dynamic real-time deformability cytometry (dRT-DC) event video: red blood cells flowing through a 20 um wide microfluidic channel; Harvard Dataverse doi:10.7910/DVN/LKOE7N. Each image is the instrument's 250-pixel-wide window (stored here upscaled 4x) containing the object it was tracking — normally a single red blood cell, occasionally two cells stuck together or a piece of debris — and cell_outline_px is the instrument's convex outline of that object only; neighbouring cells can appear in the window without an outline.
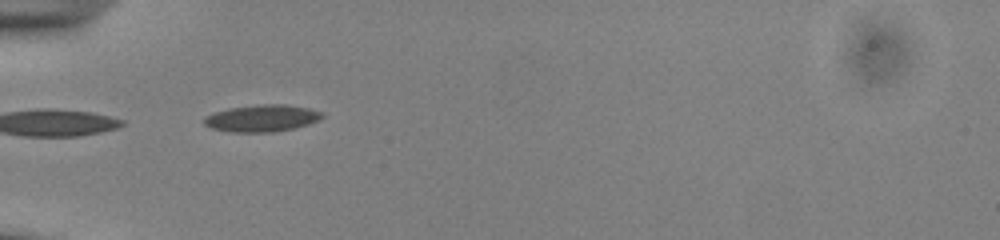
{"species": "common noctule bat (a hibernating species)", "species_latin": "Nyctalus noctula", "temperature_condition": "cold", "stored_images_in_passage": 34, "camera_frame_rate_fps": 3000, "um_per_image_px": 0.085, "animal": {"sex": "male", "body_mass_g": 13.0, "forearm_length_mm": 53.1}, "frame": {"image": 1, "passage_image": 1, "time_ms": 0.0, "image_size_px": [1000, 240], "cell_outline_px": [[324, 116], [320, 120], [308, 124], [292, 128], [272, 132], [228, 132], [212, 128], [204, 124], [204, 116], [228, 108], [264, 104], [284, 104], [308, 108], [324, 112]], "centroid_in_image_um": [22.27, 10.05], "position_along_channel_um": 62.7, "area_um2": 18.5}}
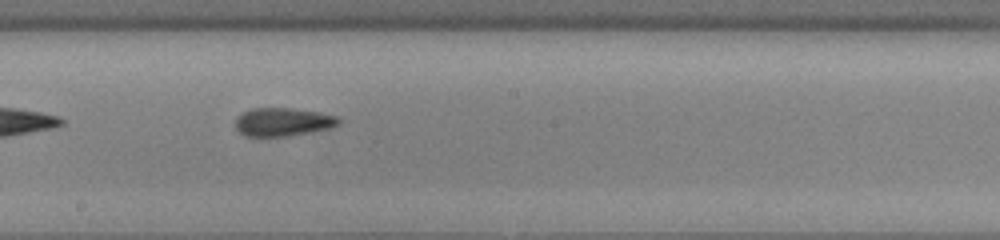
{"frame": {"image": 2, "passage_image": 14, "time_ms": 4.333, "image_size_px": [1000, 240], "cell_outline_px": [[340, 124], [332, 128], [288, 136], [244, 136], [236, 128], [236, 116], [252, 108], [292, 108], [320, 112], [340, 116]], "centroid_in_image_um": [24.09, 10.36], "position_along_channel_um": 224.1, "area_um2": 17.22}}
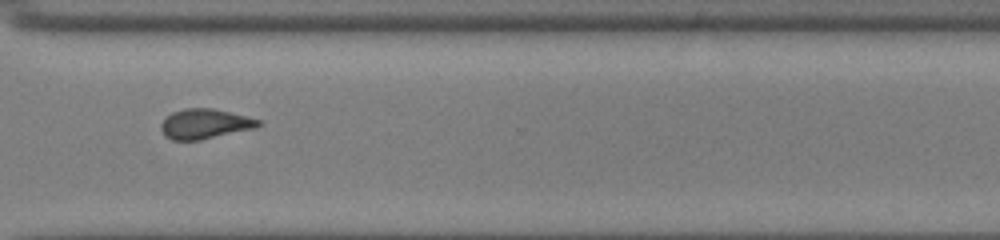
{"frame": {"image": 3, "passage_image": 24, "time_ms": 7.667, "image_size_px": [1000, 240], "cell_outline_px": [[264, 124], [256, 128], [200, 140], [172, 140], [164, 136], [160, 128], [160, 124], [172, 112], [184, 108], [212, 108], [260, 120]], "centroid_in_image_um": [17.4, 10.54], "position_along_channel_um": 353.2, "area_um2": 16.94}, "authors_computed_cell_mechanics": {"area_um2": 17.1377, "velocity_mm_per_s": 3.8699, "shape_relaxation_time_tau1_ms": 7.5582, "shape_relaxation_time_tau2_ms": 3.4578, "deformation_change_tau1": 0.1681, "deformation_change_tau2": 0.1084}}